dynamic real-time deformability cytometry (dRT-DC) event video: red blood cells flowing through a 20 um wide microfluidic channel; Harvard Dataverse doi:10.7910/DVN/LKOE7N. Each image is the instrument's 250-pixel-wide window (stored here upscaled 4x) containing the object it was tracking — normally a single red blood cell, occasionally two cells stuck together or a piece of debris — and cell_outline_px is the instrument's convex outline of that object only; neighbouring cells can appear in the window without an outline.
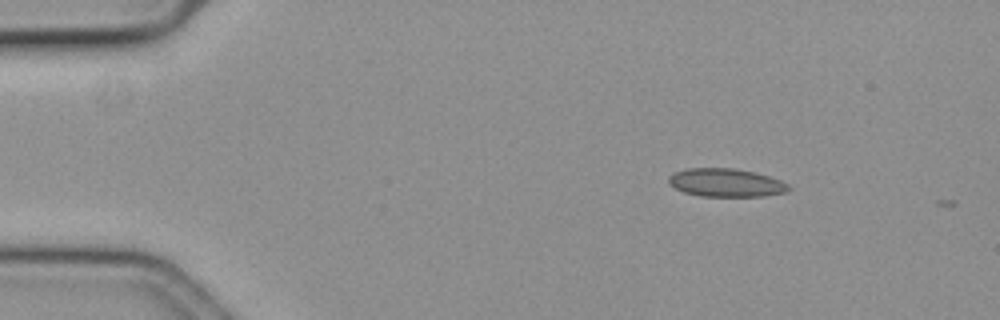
{"species": "common noctule bat (a hibernating species)", "species_latin": "Nyctalus noctula", "temperature_condition": "cold", "stored_images_in_passage": 2, "camera_frame_rate_fps": 3000, "um_per_image_px": 0.085, "animal": {"sex": "female", "body_mass_g": 19.3, "forearm_length_mm": 54.1}, "frame": {"image": 1, "passage_image": 1, "time_ms": 0.0, "image_size_px": [1000, 320], "cell_outline_px": [[792, 188], [788, 192], [764, 196], [700, 196], [684, 192], [668, 184], [668, 176], [676, 172], [688, 168], [732, 168], [756, 172], [780, 180], [788, 184]], "centroid_in_image_um": [61.73, 15.53], "position_along_channel_um": 23.3, "area_um2": 19.83}}